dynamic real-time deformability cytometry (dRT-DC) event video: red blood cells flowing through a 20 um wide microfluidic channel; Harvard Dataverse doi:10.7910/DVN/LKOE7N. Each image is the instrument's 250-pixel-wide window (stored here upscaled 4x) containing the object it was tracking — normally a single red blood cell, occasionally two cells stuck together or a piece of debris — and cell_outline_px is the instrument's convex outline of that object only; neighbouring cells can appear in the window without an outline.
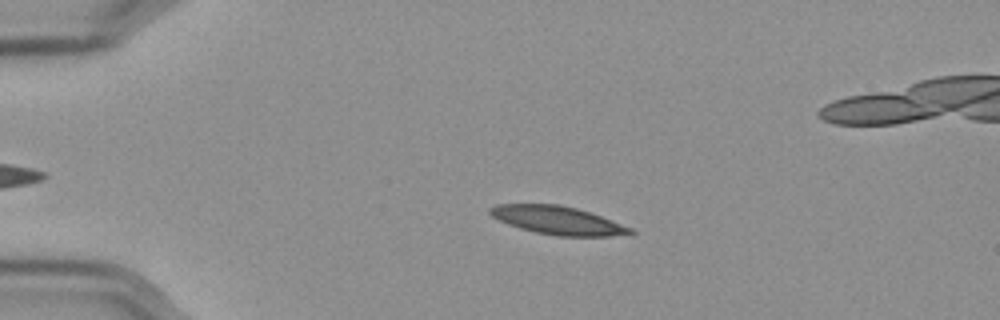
{"species": "Egyptian fruit bat (a non-hibernating species)", "species_latin": "Rousettus aegyptiacus", "temperature_condition": "cold", "stored_images_in_passage": 50, "camera_frame_rate_fps": 3000, "um_per_image_px": 0.085, "frame": {"image": 1, "passage_image": 13, "time_ms": 4.0, "image_size_px": [1000, 320], "cell_outline_px": [[636, 232], [608, 236], [556, 236], [536, 232], [520, 228], [508, 224], [492, 216], [488, 212], [488, 208], [496, 204], [560, 204], [576, 208], [600, 216], [632, 228]], "centroid_in_image_um": [47.35, 18.72], "position_along_channel_um": 37.6, "area_um2": 22.83}}
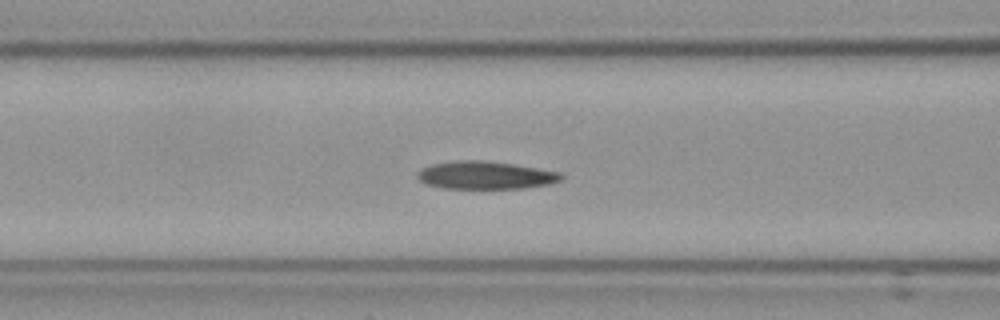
{"frame": {"image": 2, "passage_image": 24, "time_ms": 7.667, "image_size_px": [1000, 320], "cell_outline_px": [[564, 180], [552, 184], [524, 188], [444, 188], [428, 184], [420, 180], [416, 176], [416, 172], [420, 168], [432, 164], [460, 160], [484, 160], [512, 164], [560, 172], [564, 176]], "centroid_in_image_um": [41.29, 14.89], "position_along_channel_um": 125.3, "area_um2": 23.35}}
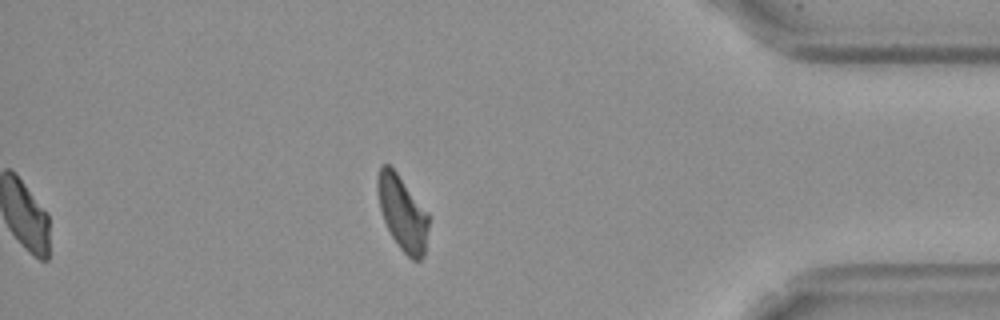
{"frame": {"image": 3, "passage_image": 50, "time_ms": 16.333, "image_size_px": [1000, 320], "cell_outline_px": [[428, 228], [424, 256], [420, 260], [412, 260], [400, 248], [392, 236], [384, 220], [380, 208], [376, 188], [376, 180], [380, 164], [388, 164], [396, 172], [428, 212]], "centroid_in_image_um": [34.19, 18.09], "position_along_channel_um": 401.0, "area_um2": 22.02}, "authors_computed_cell_mechanics": {"area_um2": 23.409, "velocity_mm_per_s": 3.5559, "shape_relaxation_time_tau1_ms": 7.6761, "shape_relaxation_time_tau2_ms": 4.6146, "deformation_change_tau1": 0.1833, "deformation_change_tau2": 0.0997}}